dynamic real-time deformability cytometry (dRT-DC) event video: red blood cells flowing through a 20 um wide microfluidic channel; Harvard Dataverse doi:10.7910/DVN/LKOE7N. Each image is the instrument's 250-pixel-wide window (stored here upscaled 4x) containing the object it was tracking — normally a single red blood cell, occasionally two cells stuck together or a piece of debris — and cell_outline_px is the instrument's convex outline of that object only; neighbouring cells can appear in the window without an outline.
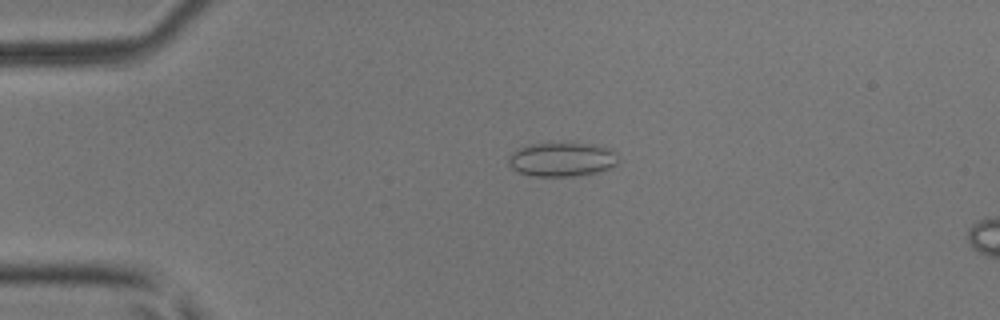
{"species": "common noctule bat (a hibernating species)", "species_latin": "Nyctalus noctula", "temperature_condition": "room temperature", "stored_images_in_passage": 3, "camera_frame_rate_fps": 3000, "um_per_image_px": 0.085, "animal": {"sex": "male", "body_mass_g": 17.9, "forearm_length_mm": 54.2}, "frame": {"image": 1, "passage_image": 3, "time_ms": 0.667, "image_size_px": [1000, 320], "cell_outline_px": [[620, 160], [616, 164], [608, 168], [596, 172], [576, 176], [532, 176], [520, 172], [512, 168], [508, 164], [508, 156], [516, 148], [528, 144], [600, 144], [612, 148], [616, 152]], "centroid_in_image_um": [47.78, 13.54], "position_along_channel_um": 37.2, "area_um2": 21.96}}